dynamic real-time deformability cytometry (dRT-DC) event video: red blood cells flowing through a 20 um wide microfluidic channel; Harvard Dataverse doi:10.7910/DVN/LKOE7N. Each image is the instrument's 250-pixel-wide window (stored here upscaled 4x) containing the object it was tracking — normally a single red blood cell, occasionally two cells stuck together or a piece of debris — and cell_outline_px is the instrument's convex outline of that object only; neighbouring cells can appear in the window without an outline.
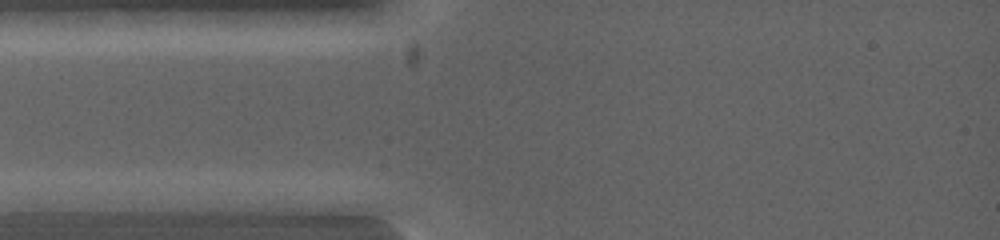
{"species": "common noctule bat (a hibernating species)", "species_latin": "Nyctalus noctula", "temperature_condition": "warm", "stored_images_in_passage": 3, "camera_frame_rate_fps": 5000, "um_per_image_px": 0.085, "animal": {"sex": "female", "body_mass_g": 19.0, "forearm_length_mm": 53.3}, "frame": {"image": 1, "passage_image": 1, "time_ms": 0.0, "image_size_px": [1000, 240], "cell_outline_px": [[308, 200], [304, 216], [292, 216], [172, 208], [156, 200], [156, 196], [160, 192], [276, 192]], "centroid_in_image_um": [20.1, 17.2], "position_along_channel_um": 64.9, "area_um2": 20.29}}